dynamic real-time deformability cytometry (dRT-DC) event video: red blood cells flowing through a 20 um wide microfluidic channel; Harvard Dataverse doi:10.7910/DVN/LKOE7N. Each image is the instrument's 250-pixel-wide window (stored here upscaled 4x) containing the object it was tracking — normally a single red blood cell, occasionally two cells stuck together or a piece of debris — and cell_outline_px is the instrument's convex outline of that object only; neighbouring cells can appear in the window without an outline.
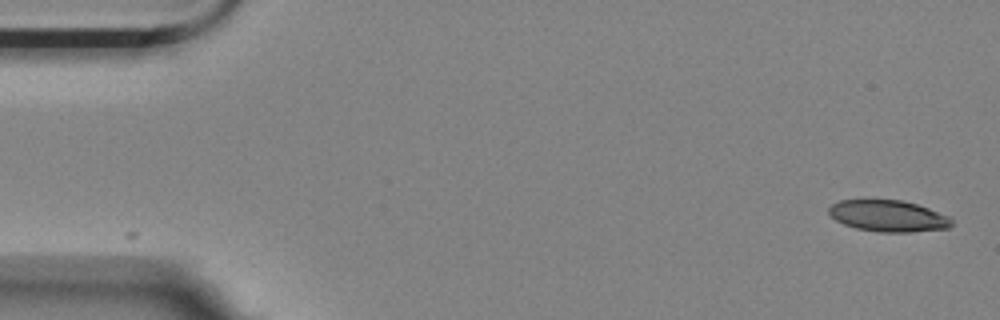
{"species": "Egyptian fruit bat (a non-hibernating species)", "species_latin": "Rousettus aegyptiacus", "temperature_condition": "room temperature", "stored_images_in_passage": 2, "camera_frame_rate_fps": 3000, "um_per_image_px": 0.085, "animal": {"sex": "female"}, "frame": {"image": 1, "passage_image": 1, "time_ms": 0.0, "image_size_px": [1000, 320], "cell_outline_px": [[952, 224], [948, 228], [912, 232], [876, 232], [856, 228], [844, 224], [836, 220], [828, 212], [828, 208], [832, 204], [840, 200], [900, 200], [916, 204], [928, 208], [948, 216], [952, 220]], "centroid_in_image_um": [75.48, 18.36], "position_along_channel_um": 9.5, "area_um2": 22.37}}